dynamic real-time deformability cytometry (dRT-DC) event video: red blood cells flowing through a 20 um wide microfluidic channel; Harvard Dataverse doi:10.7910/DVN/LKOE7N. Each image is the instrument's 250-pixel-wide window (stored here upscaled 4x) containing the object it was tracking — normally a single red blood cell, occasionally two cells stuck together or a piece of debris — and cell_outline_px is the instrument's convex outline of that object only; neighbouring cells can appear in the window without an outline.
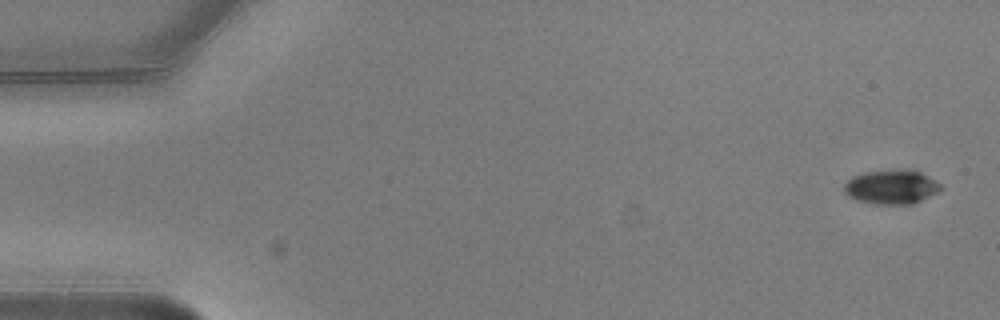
{"species": "common noctule bat (a hibernating species)", "species_latin": "Nyctalus noctula", "temperature_condition": "warm", "stored_images_in_passage": 5, "camera_frame_rate_fps": 3000, "um_per_image_px": 0.085, "animal": {"sex": "male", "body_mass_g": 20.5, "forearm_length_mm": 52.5}, "frame": {"image": 1, "passage_image": 1, "time_ms": 0.0, "image_size_px": [1000, 320], "cell_outline_px": [[940, 188], [936, 192], [916, 204], [876, 204], [856, 200], [848, 196], [844, 192], [844, 184], [852, 176], [864, 172], [900, 168], [920, 172], [936, 180], [940, 184]], "centroid_in_image_um": [75.74, 15.88], "position_along_channel_um": 9.3, "area_um2": 19.42}}
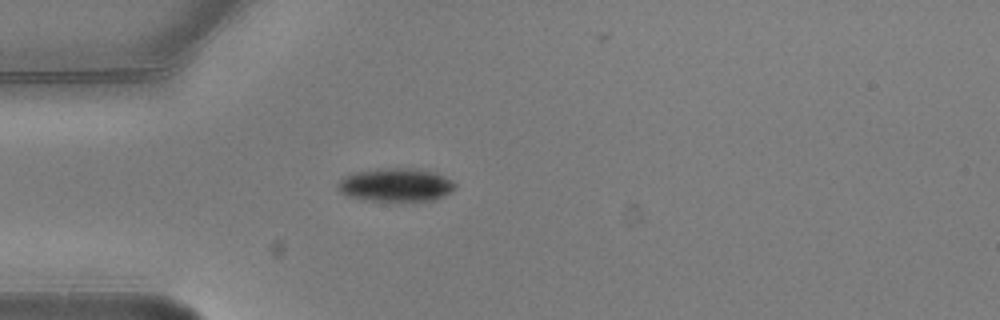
{"frame": {"image": 2, "passage_image": 5, "time_ms": 1.333, "image_size_px": [1000, 320], "cell_outline_px": [[456, 188], [444, 196], [436, 200], [368, 200], [348, 196], [340, 192], [336, 188], [336, 184], [344, 176], [352, 172], [376, 168], [412, 168], [436, 172], [452, 180], [456, 184]], "centroid_in_image_um": [33.63, 15.69], "position_along_channel_um": 51.4, "area_um2": 22.95}}